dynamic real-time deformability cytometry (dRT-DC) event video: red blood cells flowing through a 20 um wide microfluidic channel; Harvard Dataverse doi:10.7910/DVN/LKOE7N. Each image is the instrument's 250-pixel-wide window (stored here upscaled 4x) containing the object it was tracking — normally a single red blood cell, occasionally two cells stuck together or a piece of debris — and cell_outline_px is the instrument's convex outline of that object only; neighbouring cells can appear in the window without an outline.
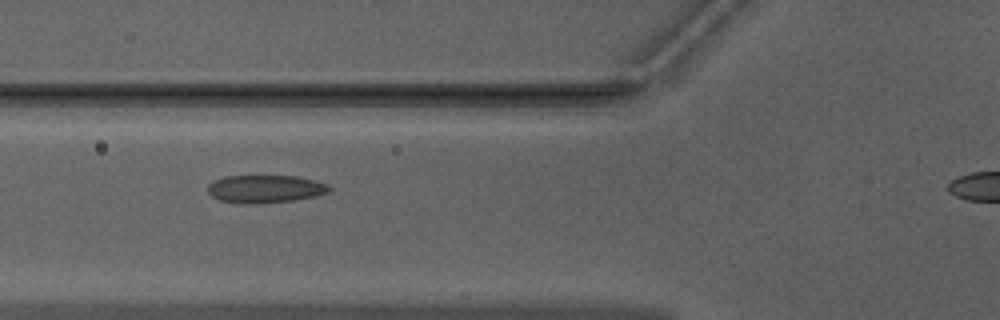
{"species": "Egyptian fruit bat (a non-hibernating species)", "species_latin": "Rousettus aegyptiacus", "temperature_condition": "warm", "stored_images_in_passage": 38, "camera_frame_rate_fps": 3000, "um_per_image_px": 0.085, "animal": {"sex": "male"}, "frame": {"image": 1, "passage_image": 12, "time_ms": 3.667, "image_size_px": [1000, 320], "cell_outline_px": [[332, 188], [328, 192], [316, 196], [292, 200], [244, 204], [220, 200], [212, 196], [208, 192], [208, 184], [224, 176], [296, 176], [328, 184]], "centroid_in_image_um": [22.54, 16.05], "position_along_channel_um": 103.3, "area_um2": 19.42}}
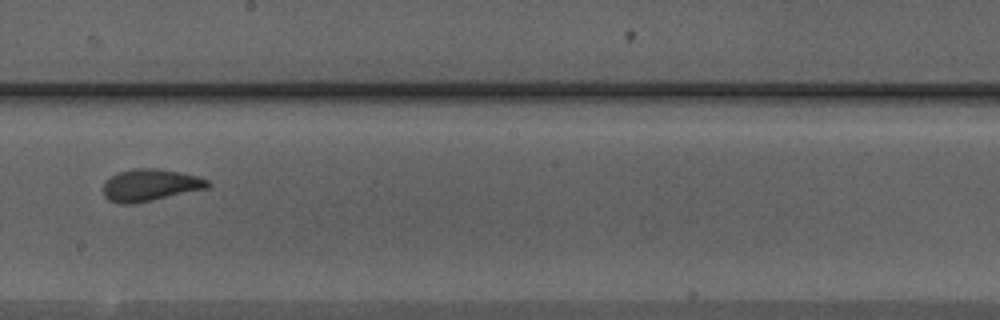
{"frame": {"image": 2, "passage_image": 22, "time_ms": 7.0, "image_size_px": [1000, 320], "cell_outline_px": [[212, 184], [208, 188], [152, 200], [132, 204], [120, 204], [108, 200], [104, 196], [104, 184], [116, 172], [136, 168], [156, 168], [180, 172], [200, 176], [208, 180]], "centroid_in_image_um": [12.79, 15.73], "position_along_channel_um": 235.4, "area_um2": 19.54}}
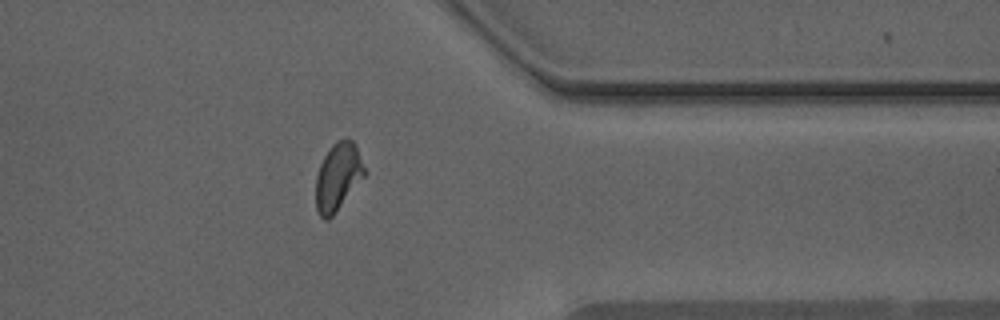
{"frame": {"image": 3, "passage_image": 34, "time_ms": 11.0, "image_size_px": [1000, 320], "cell_outline_px": [[368, 172], [332, 216], [328, 220], [324, 220], [320, 216], [316, 208], [316, 176], [320, 164], [328, 148], [336, 140], [344, 136], [352, 140], [356, 144]], "centroid_in_image_um": [28.75, 14.97], "position_along_channel_um": 382.7, "area_um2": 19.54}}